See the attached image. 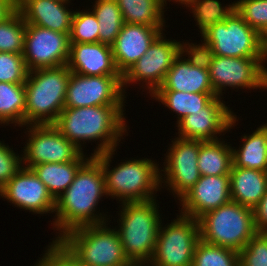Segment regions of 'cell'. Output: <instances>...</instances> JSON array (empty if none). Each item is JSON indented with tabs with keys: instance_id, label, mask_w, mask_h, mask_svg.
<instances>
[{
	"instance_id": "obj_43",
	"label": "cell",
	"mask_w": 267,
	"mask_h": 266,
	"mask_svg": "<svg viewBox=\"0 0 267 266\" xmlns=\"http://www.w3.org/2000/svg\"><path fill=\"white\" fill-rule=\"evenodd\" d=\"M194 1L195 0H175V2H179V3L183 4V5L186 4L185 5L186 7L187 6L189 7ZM159 2H160L161 6L163 7V10H164V6H165L167 0H159Z\"/></svg>"
},
{
	"instance_id": "obj_15",
	"label": "cell",
	"mask_w": 267,
	"mask_h": 266,
	"mask_svg": "<svg viewBox=\"0 0 267 266\" xmlns=\"http://www.w3.org/2000/svg\"><path fill=\"white\" fill-rule=\"evenodd\" d=\"M172 146L168 149L165 158V167L162 183H166L180 200L200 179L201 175L198 168V154L200 151V140L183 139L177 137L172 141ZM164 182H163V181Z\"/></svg>"
},
{
	"instance_id": "obj_10",
	"label": "cell",
	"mask_w": 267,
	"mask_h": 266,
	"mask_svg": "<svg viewBox=\"0 0 267 266\" xmlns=\"http://www.w3.org/2000/svg\"><path fill=\"white\" fill-rule=\"evenodd\" d=\"M206 61L210 83L216 96H222L223 88H266L263 73V58L225 57L206 55L200 51Z\"/></svg>"
},
{
	"instance_id": "obj_19",
	"label": "cell",
	"mask_w": 267,
	"mask_h": 266,
	"mask_svg": "<svg viewBox=\"0 0 267 266\" xmlns=\"http://www.w3.org/2000/svg\"><path fill=\"white\" fill-rule=\"evenodd\" d=\"M180 201V214L199 219L206 212L231 201L230 175L201 176Z\"/></svg>"
},
{
	"instance_id": "obj_30",
	"label": "cell",
	"mask_w": 267,
	"mask_h": 266,
	"mask_svg": "<svg viewBox=\"0 0 267 266\" xmlns=\"http://www.w3.org/2000/svg\"><path fill=\"white\" fill-rule=\"evenodd\" d=\"M99 23V42L112 46L124 25L116 0H96L93 11Z\"/></svg>"
},
{
	"instance_id": "obj_29",
	"label": "cell",
	"mask_w": 267,
	"mask_h": 266,
	"mask_svg": "<svg viewBox=\"0 0 267 266\" xmlns=\"http://www.w3.org/2000/svg\"><path fill=\"white\" fill-rule=\"evenodd\" d=\"M24 83L0 82V123L25 125Z\"/></svg>"
},
{
	"instance_id": "obj_37",
	"label": "cell",
	"mask_w": 267,
	"mask_h": 266,
	"mask_svg": "<svg viewBox=\"0 0 267 266\" xmlns=\"http://www.w3.org/2000/svg\"><path fill=\"white\" fill-rule=\"evenodd\" d=\"M240 266H267V232H257L239 252Z\"/></svg>"
},
{
	"instance_id": "obj_16",
	"label": "cell",
	"mask_w": 267,
	"mask_h": 266,
	"mask_svg": "<svg viewBox=\"0 0 267 266\" xmlns=\"http://www.w3.org/2000/svg\"><path fill=\"white\" fill-rule=\"evenodd\" d=\"M184 53L188 54L187 59H183ZM156 91L215 93L210 83L206 61L194 44L188 45L174 59L162 85Z\"/></svg>"
},
{
	"instance_id": "obj_27",
	"label": "cell",
	"mask_w": 267,
	"mask_h": 266,
	"mask_svg": "<svg viewBox=\"0 0 267 266\" xmlns=\"http://www.w3.org/2000/svg\"><path fill=\"white\" fill-rule=\"evenodd\" d=\"M124 23L163 28L164 10L159 0H116Z\"/></svg>"
},
{
	"instance_id": "obj_20",
	"label": "cell",
	"mask_w": 267,
	"mask_h": 266,
	"mask_svg": "<svg viewBox=\"0 0 267 266\" xmlns=\"http://www.w3.org/2000/svg\"><path fill=\"white\" fill-rule=\"evenodd\" d=\"M162 30L165 29L124 23L112 45L114 62L121 75L145 54Z\"/></svg>"
},
{
	"instance_id": "obj_7",
	"label": "cell",
	"mask_w": 267,
	"mask_h": 266,
	"mask_svg": "<svg viewBox=\"0 0 267 266\" xmlns=\"http://www.w3.org/2000/svg\"><path fill=\"white\" fill-rule=\"evenodd\" d=\"M198 220L203 242L238 253L257 233L253 210L233 201L206 212Z\"/></svg>"
},
{
	"instance_id": "obj_13",
	"label": "cell",
	"mask_w": 267,
	"mask_h": 266,
	"mask_svg": "<svg viewBox=\"0 0 267 266\" xmlns=\"http://www.w3.org/2000/svg\"><path fill=\"white\" fill-rule=\"evenodd\" d=\"M69 35L26 23L22 55L28 71L67 65Z\"/></svg>"
},
{
	"instance_id": "obj_9",
	"label": "cell",
	"mask_w": 267,
	"mask_h": 266,
	"mask_svg": "<svg viewBox=\"0 0 267 266\" xmlns=\"http://www.w3.org/2000/svg\"><path fill=\"white\" fill-rule=\"evenodd\" d=\"M160 224L156 248L149 263L153 266H192L200 238L199 220L181 214L163 227Z\"/></svg>"
},
{
	"instance_id": "obj_14",
	"label": "cell",
	"mask_w": 267,
	"mask_h": 266,
	"mask_svg": "<svg viewBox=\"0 0 267 266\" xmlns=\"http://www.w3.org/2000/svg\"><path fill=\"white\" fill-rule=\"evenodd\" d=\"M27 126L28 128L31 126L28 131L30 137L22 155L26 168L31 169L37 164L49 162H72L83 152L64 137L53 124Z\"/></svg>"
},
{
	"instance_id": "obj_25",
	"label": "cell",
	"mask_w": 267,
	"mask_h": 266,
	"mask_svg": "<svg viewBox=\"0 0 267 266\" xmlns=\"http://www.w3.org/2000/svg\"><path fill=\"white\" fill-rule=\"evenodd\" d=\"M241 139L244 141L242 147L239 150L232 148L233 165L267 171V123Z\"/></svg>"
},
{
	"instance_id": "obj_31",
	"label": "cell",
	"mask_w": 267,
	"mask_h": 266,
	"mask_svg": "<svg viewBox=\"0 0 267 266\" xmlns=\"http://www.w3.org/2000/svg\"><path fill=\"white\" fill-rule=\"evenodd\" d=\"M189 7L193 10V16L196 18L202 36L215 23L223 22L235 11V2L222 7L218 0H195Z\"/></svg>"
},
{
	"instance_id": "obj_1",
	"label": "cell",
	"mask_w": 267,
	"mask_h": 266,
	"mask_svg": "<svg viewBox=\"0 0 267 266\" xmlns=\"http://www.w3.org/2000/svg\"><path fill=\"white\" fill-rule=\"evenodd\" d=\"M104 195L107 196V193L101 165L90 156L75 174L73 182L56 199L53 225L61 233L55 240L73 229L106 223L107 215L94 214Z\"/></svg>"
},
{
	"instance_id": "obj_26",
	"label": "cell",
	"mask_w": 267,
	"mask_h": 266,
	"mask_svg": "<svg viewBox=\"0 0 267 266\" xmlns=\"http://www.w3.org/2000/svg\"><path fill=\"white\" fill-rule=\"evenodd\" d=\"M225 141H201L198 168L201 176L230 175L233 164L232 147Z\"/></svg>"
},
{
	"instance_id": "obj_2",
	"label": "cell",
	"mask_w": 267,
	"mask_h": 266,
	"mask_svg": "<svg viewBox=\"0 0 267 266\" xmlns=\"http://www.w3.org/2000/svg\"><path fill=\"white\" fill-rule=\"evenodd\" d=\"M123 107L124 105L64 107L53 125L81 151V141L100 140L91 154L95 156L116 149L121 140L119 138L127 131Z\"/></svg>"
},
{
	"instance_id": "obj_24",
	"label": "cell",
	"mask_w": 267,
	"mask_h": 266,
	"mask_svg": "<svg viewBox=\"0 0 267 266\" xmlns=\"http://www.w3.org/2000/svg\"><path fill=\"white\" fill-rule=\"evenodd\" d=\"M89 158H85L84 152H82L72 162L37 164L31 169L56 200L73 182L75 174Z\"/></svg>"
},
{
	"instance_id": "obj_39",
	"label": "cell",
	"mask_w": 267,
	"mask_h": 266,
	"mask_svg": "<svg viewBox=\"0 0 267 266\" xmlns=\"http://www.w3.org/2000/svg\"><path fill=\"white\" fill-rule=\"evenodd\" d=\"M22 157L0 141V189L23 167Z\"/></svg>"
},
{
	"instance_id": "obj_23",
	"label": "cell",
	"mask_w": 267,
	"mask_h": 266,
	"mask_svg": "<svg viewBox=\"0 0 267 266\" xmlns=\"http://www.w3.org/2000/svg\"><path fill=\"white\" fill-rule=\"evenodd\" d=\"M267 191V171L246 169L232 164L230 171L231 201L254 209Z\"/></svg>"
},
{
	"instance_id": "obj_18",
	"label": "cell",
	"mask_w": 267,
	"mask_h": 266,
	"mask_svg": "<svg viewBox=\"0 0 267 266\" xmlns=\"http://www.w3.org/2000/svg\"><path fill=\"white\" fill-rule=\"evenodd\" d=\"M0 196L29 212L46 214L55 211L56 200L34 171L24 165L0 189Z\"/></svg>"
},
{
	"instance_id": "obj_5",
	"label": "cell",
	"mask_w": 267,
	"mask_h": 266,
	"mask_svg": "<svg viewBox=\"0 0 267 266\" xmlns=\"http://www.w3.org/2000/svg\"><path fill=\"white\" fill-rule=\"evenodd\" d=\"M156 204L155 199L122 203L118 233L130 262H150L153 258L162 223Z\"/></svg>"
},
{
	"instance_id": "obj_6",
	"label": "cell",
	"mask_w": 267,
	"mask_h": 266,
	"mask_svg": "<svg viewBox=\"0 0 267 266\" xmlns=\"http://www.w3.org/2000/svg\"><path fill=\"white\" fill-rule=\"evenodd\" d=\"M59 241L82 266H126L130 263L118 230L105 223L73 229Z\"/></svg>"
},
{
	"instance_id": "obj_33",
	"label": "cell",
	"mask_w": 267,
	"mask_h": 266,
	"mask_svg": "<svg viewBox=\"0 0 267 266\" xmlns=\"http://www.w3.org/2000/svg\"><path fill=\"white\" fill-rule=\"evenodd\" d=\"M192 266H240L239 253L200 240L195 248Z\"/></svg>"
},
{
	"instance_id": "obj_11",
	"label": "cell",
	"mask_w": 267,
	"mask_h": 266,
	"mask_svg": "<svg viewBox=\"0 0 267 266\" xmlns=\"http://www.w3.org/2000/svg\"><path fill=\"white\" fill-rule=\"evenodd\" d=\"M161 33L148 50L123 75L122 87L132 82H146L152 95L163 83L166 73L172 67L174 59L190 43L164 39ZM185 44V45H184Z\"/></svg>"
},
{
	"instance_id": "obj_45",
	"label": "cell",
	"mask_w": 267,
	"mask_h": 266,
	"mask_svg": "<svg viewBox=\"0 0 267 266\" xmlns=\"http://www.w3.org/2000/svg\"><path fill=\"white\" fill-rule=\"evenodd\" d=\"M147 264V265H145ZM153 266L151 263L149 264V262H130L128 265L126 266Z\"/></svg>"
},
{
	"instance_id": "obj_35",
	"label": "cell",
	"mask_w": 267,
	"mask_h": 266,
	"mask_svg": "<svg viewBox=\"0 0 267 266\" xmlns=\"http://www.w3.org/2000/svg\"><path fill=\"white\" fill-rule=\"evenodd\" d=\"M28 72L22 54L0 52V82L25 83Z\"/></svg>"
},
{
	"instance_id": "obj_46",
	"label": "cell",
	"mask_w": 267,
	"mask_h": 266,
	"mask_svg": "<svg viewBox=\"0 0 267 266\" xmlns=\"http://www.w3.org/2000/svg\"><path fill=\"white\" fill-rule=\"evenodd\" d=\"M54 1H60V2H70L69 0H54Z\"/></svg>"
},
{
	"instance_id": "obj_8",
	"label": "cell",
	"mask_w": 267,
	"mask_h": 266,
	"mask_svg": "<svg viewBox=\"0 0 267 266\" xmlns=\"http://www.w3.org/2000/svg\"><path fill=\"white\" fill-rule=\"evenodd\" d=\"M203 44L194 45L206 55L263 58L259 33L233 11L223 22L215 23L202 35Z\"/></svg>"
},
{
	"instance_id": "obj_44",
	"label": "cell",
	"mask_w": 267,
	"mask_h": 266,
	"mask_svg": "<svg viewBox=\"0 0 267 266\" xmlns=\"http://www.w3.org/2000/svg\"><path fill=\"white\" fill-rule=\"evenodd\" d=\"M265 61H267V49L263 52V62L265 63ZM265 67H266L265 64H263L264 79L267 86V68Z\"/></svg>"
},
{
	"instance_id": "obj_3",
	"label": "cell",
	"mask_w": 267,
	"mask_h": 266,
	"mask_svg": "<svg viewBox=\"0 0 267 266\" xmlns=\"http://www.w3.org/2000/svg\"><path fill=\"white\" fill-rule=\"evenodd\" d=\"M114 151L116 149L93 156L101 165L107 195L121 203L154 200V191L157 192L161 186L159 166L146 158L127 160L110 170Z\"/></svg>"
},
{
	"instance_id": "obj_40",
	"label": "cell",
	"mask_w": 267,
	"mask_h": 266,
	"mask_svg": "<svg viewBox=\"0 0 267 266\" xmlns=\"http://www.w3.org/2000/svg\"><path fill=\"white\" fill-rule=\"evenodd\" d=\"M254 223L257 232H267V191L253 209Z\"/></svg>"
},
{
	"instance_id": "obj_21",
	"label": "cell",
	"mask_w": 267,
	"mask_h": 266,
	"mask_svg": "<svg viewBox=\"0 0 267 266\" xmlns=\"http://www.w3.org/2000/svg\"><path fill=\"white\" fill-rule=\"evenodd\" d=\"M67 67L86 76L121 75L117 70L112 46L96 43H70Z\"/></svg>"
},
{
	"instance_id": "obj_32",
	"label": "cell",
	"mask_w": 267,
	"mask_h": 266,
	"mask_svg": "<svg viewBox=\"0 0 267 266\" xmlns=\"http://www.w3.org/2000/svg\"><path fill=\"white\" fill-rule=\"evenodd\" d=\"M26 23L16 9L0 22V52L23 54Z\"/></svg>"
},
{
	"instance_id": "obj_41",
	"label": "cell",
	"mask_w": 267,
	"mask_h": 266,
	"mask_svg": "<svg viewBox=\"0 0 267 266\" xmlns=\"http://www.w3.org/2000/svg\"><path fill=\"white\" fill-rule=\"evenodd\" d=\"M16 10V0H0V22Z\"/></svg>"
},
{
	"instance_id": "obj_4",
	"label": "cell",
	"mask_w": 267,
	"mask_h": 266,
	"mask_svg": "<svg viewBox=\"0 0 267 266\" xmlns=\"http://www.w3.org/2000/svg\"><path fill=\"white\" fill-rule=\"evenodd\" d=\"M71 71L67 65L28 72L25 81V126L54 124L65 107Z\"/></svg>"
},
{
	"instance_id": "obj_22",
	"label": "cell",
	"mask_w": 267,
	"mask_h": 266,
	"mask_svg": "<svg viewBox=\"0 0 267 266\" xmlns=\"http://www.w3.org/2000/svg\"><path fill=\"white\" fill-rule=\"evenodd\" d=\"M68 3L54 0H16V9L27 24L70 34L74 11L67 9Z\"/></svg>"
},
{
	"instance_id": "obj_34",
	"label": "cell",
	"mask_w": 267,
	"mask_h": 266,
	"mask_svg": "<svg viewBox=\"0 0 267 266\" xmlns=\"http://www.w3.org/2000/svg\"><path fill=\"white\" fill-rule=\"evenodd\" d=\"M99 23L93 12L74 11L70 32V43L99 42Z\"/></svg>"
},
{
	"instance_id": "obj_28",
	"label": "cell",
	"mask_w": 267,
	"mask_h": 266,
	"mask_svg": "<svg viewBox=\"0 0 267 266\" xmlns=\"http://www.w3.org/2000/svg\"><path fill=\"white\" fill-rule=\"evenodd\" d=\"M151 97L159 100L165 107L179 116L177 124L187 115L196 113L205 107L216 93H191L180 91H155Z\"/></svg>"
},
{
	"instance_id": "obj_42",
	"label": "cell",
	"mask_w": 267,
	"mask_h": 266,
	"mask_svg": "<svg viewBox=\"0 0 267 266\" xmlns=\"http://www.w3.org/2000/svg\"><path fill=\"white\" fill-rule=\"evenodd\" d=\"M259 43L264 52L267 49V25L259 32Z\"/></svg>"
},
{
	"instance_id": "obj_36",
	"label": "cell",
	"mask_w": 267,
	"mask_h": 266,
	"mask_svg": "<svg viewBox=\"0 0 267 266\" xmlns=\"http://www.w3.org/2000/svg\"><path fill=\"white\" fill-rule=\"evenodd\" d=\"M235 11L258 33L267 25V0H239Z\"/></svg>"
},
{
	"instance_id": "obj_38",
	"label": "cell",
	"mask_w": 267,
	"mask_h": 266,
	"mask_svg": "<svg viewBox=\"0 0 267 266\" xmlns=\"http://www.w3.org/2000/svg\"><path fill=\"white\" fill-rule=\"evenodd\" d=\"M52 242L36 266H82L59 240Z\"/></svg>"
},
{
	"instance_id": "obj_12",
	"label": "cell",
	"mask_w": 267,
	"mask_h": 266,
	"mask_svg": "<svg viewBox=\"0 0 267 266\" xmlns=\"http://www.w3.org/2000/svg\"><path fill=\"white\" fill-rule=\"evenodd\" d=\"M124 89L122 75L86 76L71 72L65 107L123 105Z\"/></svg>"
},
{
	"instance_id": "obj_17",
	"label": "cell",
	"mask_w": 267,
	"mask_h": 266,
	"mask_svg": "<svg viewBox=\"0 0 267 266\" xmlns=\"http://www.w3.org/2000/svg\"><path fill=\"white\" fill-rule=\"evenodd\" d=\"M236 118L221 97L216 96L200 111L187 115L178 123V137L201 141L218 140L220 138L217 134L231 129Z\"/></svg>"
}]
</instances>
